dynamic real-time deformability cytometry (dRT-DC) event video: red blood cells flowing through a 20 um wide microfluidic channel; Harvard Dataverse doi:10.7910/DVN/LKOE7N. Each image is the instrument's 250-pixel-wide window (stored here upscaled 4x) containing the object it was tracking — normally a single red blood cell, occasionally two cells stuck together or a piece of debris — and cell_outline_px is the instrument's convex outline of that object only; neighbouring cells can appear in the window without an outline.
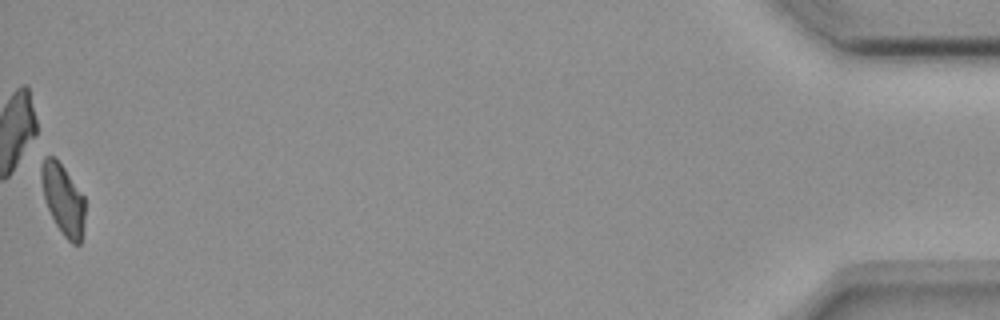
{"species": "common noctule bat (a hibernating species)", "species_latin": "Nyctalus noctula", "temperature_condition": "room temperature", "stored_images_in_passage": 52, "camera_frame_rate_fps": 3000, "um_per_image_px": 0.085, "animal": {"sex": "female", "body_mass_g": 18.4}, "frame": {"image": 1, "passage_image": 52, "time_ms": 17.0, "image_size_px": [1000, 320], "cell_outline_px": [[84, 220], [80, 244], [72, 244], [64, 236], [56, 224], [44, 200], [40, 176], [40, 168], [44, 156], [52, 156], [64, 168], [84, 196]], "centroid_in_image_um": [5.34, 16.94], "position_along_channel_um": 429.9, "area_um2": 17.74}, "authors_computed_cell_mechanics": {"area_um2": 19.5075, "velocity_mm_per_s": 3.6461, "shape_relaxation_time_tau1_ms": null, "shape_relaxation_time_tau2_ms": 5.7503, "deformation_change_tau1": null, "deformation_change_tau2": 0.1115}}